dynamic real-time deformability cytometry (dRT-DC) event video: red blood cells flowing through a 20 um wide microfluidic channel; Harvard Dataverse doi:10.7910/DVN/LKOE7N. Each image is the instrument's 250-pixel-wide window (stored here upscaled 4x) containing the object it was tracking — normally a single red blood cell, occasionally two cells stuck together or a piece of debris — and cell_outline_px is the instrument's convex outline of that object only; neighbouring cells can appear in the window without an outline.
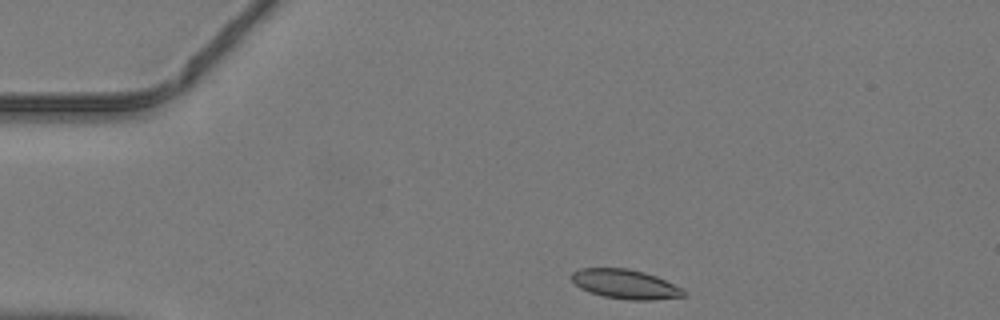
{"species": "common noctule bat (a hibernating species)", "species_latin": "Nyctalus noctula", "temperature_condition": "warm", "stored_images_in_passage": 38, "camera_frame_rate_fps": 3000, "um_per_image_px": 0.085, "animal": {"sex": "male", "body_mass_g": 19.2, "forearm_length_mm": 51.8}, "frame": {"image": 1, "passage_image": 1, "time_ms": 0.0, "image_size_px": [1000, 320], "cell_outline_px": [[684, 296], [652, 300], [632, 300], [604, 296], [580, 288], [572, 280], [572, 272], [580, 268], [628, 268], [644, 272], [656, 276], [684, 288]], "centroid_in_image_um": [53.17, 24.14], "position_along_channel_um": 31.8, "area_um2": 19.02}}
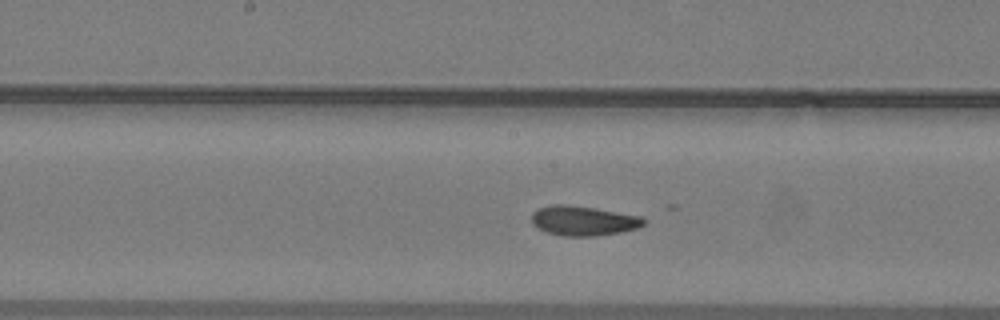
{"frame": {"image": 2, "passage_image": 16, "time_ms": 5.0, "image_size_px": [1000, 320], "cell_outline_px": [[648, 220], [644, 224], [636, 228], [620, 232], [596, 236], [564, 236], [548, 232], [532, 224], [532, 212], [540, 208], [552, 204], [568, 204], [640, 216]], "centroid_in_image_um": [49.58, 18.76], "position_along_channel_um": 198.6, "area_um2": 19.19}}
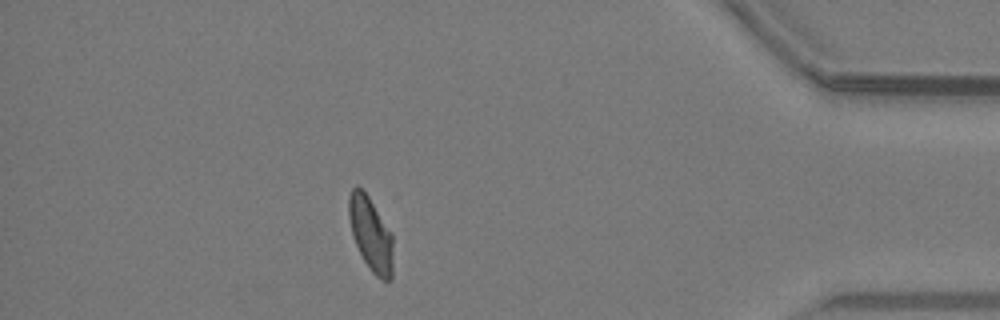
{"frame": {"image": 3, "passage_image": 33, "time_ms": 10.667, "image_size_px": [1000, 320], "cell_outline_px": [[392, 280], [380, 280], [372, 272], [364, 260], [352, 236], [348, 216], [348, 196], [352, 188], [356, 184], [368, 196], [392, 232]], "centroid_in_image_um": [31.5, 19.88], "position_along_channel_um": 403.7, "area_um2": 19.13}}